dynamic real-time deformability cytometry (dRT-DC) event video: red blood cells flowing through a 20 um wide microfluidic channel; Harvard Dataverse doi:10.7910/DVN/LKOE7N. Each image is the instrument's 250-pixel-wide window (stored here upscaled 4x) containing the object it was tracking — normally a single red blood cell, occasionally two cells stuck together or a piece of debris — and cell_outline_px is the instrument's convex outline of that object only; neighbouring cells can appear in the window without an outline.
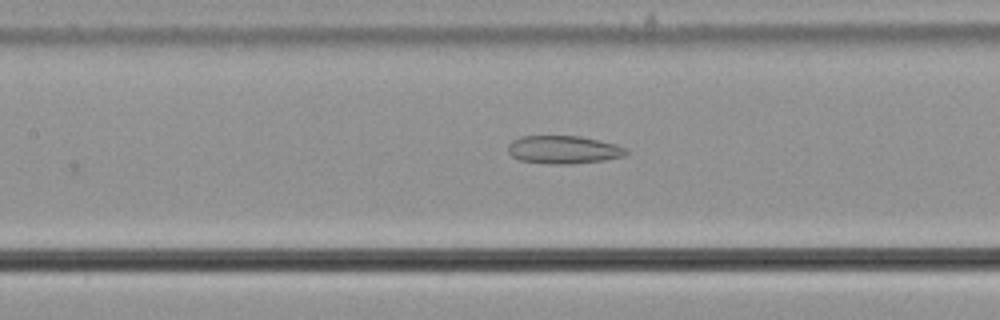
{"species": "common noctule bat (a hibernating species)", "species_latin": "Nyctalus noctula", "temperature_condition": "cold", "stored_images_in_passage": 21, "camera_frame_rate_fps": 3000, "um_per_image_px": 0.085, "animal": {"sex": "male", "body_mass_g": 21.5, "forearm_length_mm": 52.0}, "frame": {"image": 1, "passage_image": 10, "time_ms": 3.0, "image_size_px": [1000, 320], "cell_outline_px": [[628, 152], [624, 156], [604, 160], [572, 164], [552, 164], [520, 160], [512, 156], [508, 152], [508, 144], [512, 140], [520, 136], [580, 136], [616, 144], [628, 148]], "centroid_in_image_um": [47.9, 12.72], "position_along_channel_um": 159.5, "area_um2": 19.36}}
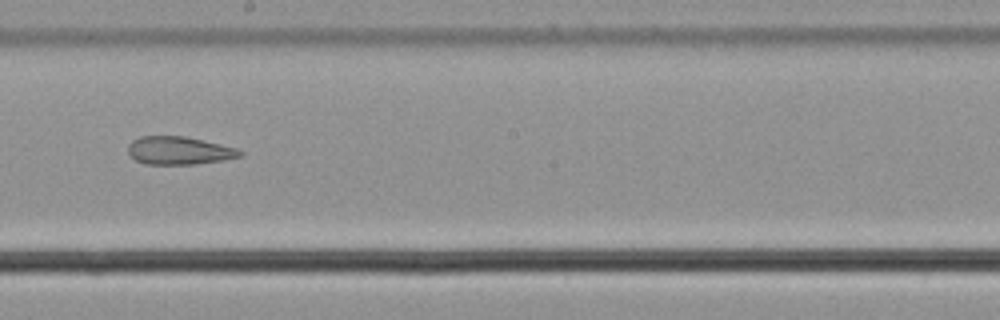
{"frame": {"image": 2, "passage_image": 16, "time_ms": 5.0, "image_size_px": [1000, 320], "cell_outline_px": [[244, 156], [224, 160], [196, 164], [144, 164], [136, 160], [128, 152], [128, 144], [132, 140], [140, 136], [184, 136], [220, 144], [236, 148], [244, 152]], "centroid_in_image_um": [15.24, 12.8], "position_along_channel_um": 233.0, "area_um2": 18.32}}
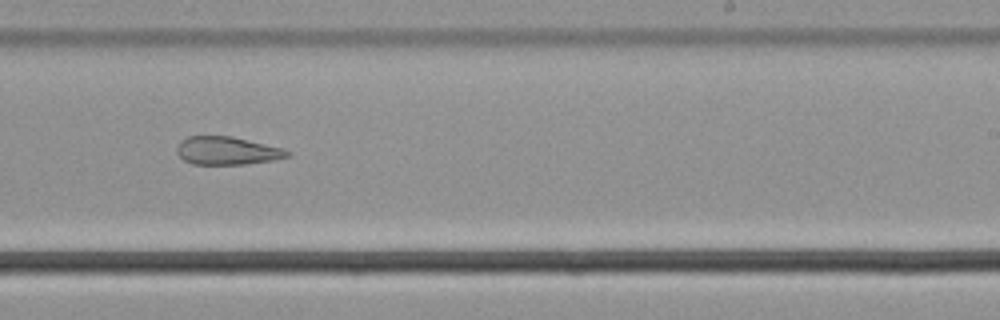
{"frame": {"image": 3, "passage_image": 19, "time_ms": 6.0, "image_size_px": [1000, 320], "cell_outline_px": [[292, 152], [288, 156], [276, 160], [244, 164], [192, 164], [184, 160], [176, 152], [176, 148], [180, 140], [188, 136], [232, 136], [284, 148]], "centroid_in_image_um": [19.31, 12.81], "position_along_channel_um": 269.7, "area_um2": 18.21}}